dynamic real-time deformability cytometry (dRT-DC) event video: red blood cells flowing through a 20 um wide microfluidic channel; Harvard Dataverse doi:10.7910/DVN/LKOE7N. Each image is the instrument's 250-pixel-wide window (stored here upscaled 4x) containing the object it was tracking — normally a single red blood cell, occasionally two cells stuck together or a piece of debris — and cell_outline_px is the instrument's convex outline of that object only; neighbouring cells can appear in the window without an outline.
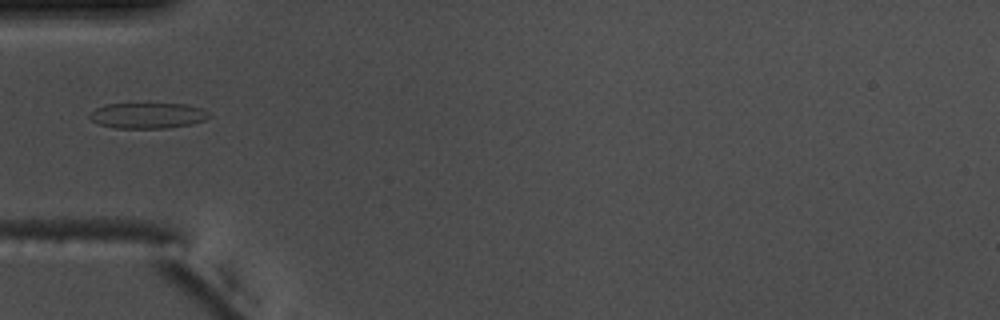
{"species": "common noctule bat (a hibernating species)", "species_latin": "Nyctalus noctula", "temperature_condition": "warm", "stored_images_in_passage": 37, "camera_frame_rate_fps": 3000, "um_per_image_px": 0.085, "animal": {"sex": "male", "body_mass_g": 17.5, "forearm_length_mm": 52.3}, "frame": {"image": 1, "passage_image": 1, "time_ms": 0.0, "image_size_px": [1000, 320], "cell_outline_px": [[212, 116], [204, 120], [192, 124], [168, 128], [116, 128], [100, 124], [92, 120], [88, 116], [96, 108], [104, 104], [188, 104], [200, 108], [208, 112]], "centroid_in_image_um": [12.58, 9.82], "position_along_channel_um": 72.4, "area_um2": 17.8}}
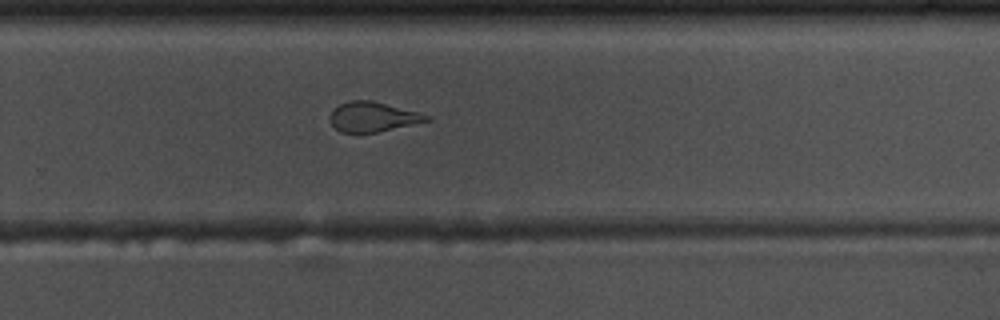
{"frame": {"image": 2, "passage_image": 19, "time_ms": 6.0, "image_size_px": [1000, 320], "cell_outline_px": [[432, 120], [376, 132], [340, 132], [332, 124], [328, 116], [332, 108], [340, 104], [352, 100], [372, 100], [432, 116]], "centroid_in_image_um": [31.66, 9.92], "position_along_channel_um": 298.1, "area_um2": 16.7}}
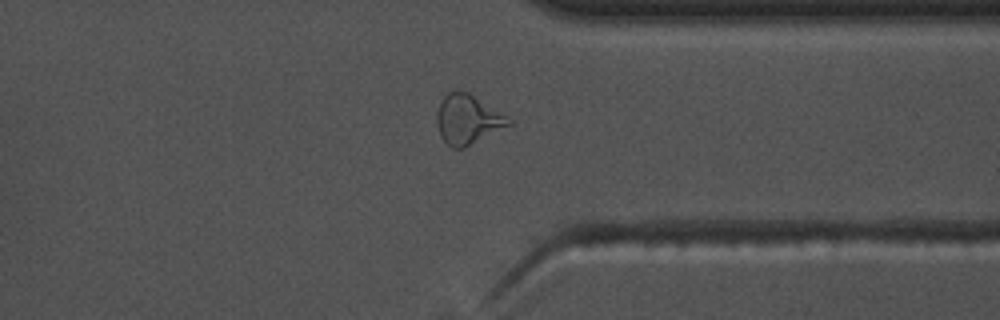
{"frame": {"image": 3, "passage_image": 25, "time_ms": 8.0, "image_size_px": [1000, 320], "cell_outline_px": [[512, 124], [464, 148], [452, 148], [440, 136], [436, 124], [436, 112], [444, 96], [448, 92], [468, 92], [508, 116], [512, 120]], "centroid_in_image_um": [39.75, 10.16], "position_along_channel_um": 371.6, "area_um2": 20.58}, "authors_computed_cell_mechanics": {"area_um2": 17.8024, "velocity_mm_per_s": 3.7635, "shape_relaxation_time_tau1_ms": 4.5503, "shape_relaxation_time_tau2_ms": 1.1282, "deformation_change_tau1": 0.1594, "deformation_change_tau2": 0.089}}